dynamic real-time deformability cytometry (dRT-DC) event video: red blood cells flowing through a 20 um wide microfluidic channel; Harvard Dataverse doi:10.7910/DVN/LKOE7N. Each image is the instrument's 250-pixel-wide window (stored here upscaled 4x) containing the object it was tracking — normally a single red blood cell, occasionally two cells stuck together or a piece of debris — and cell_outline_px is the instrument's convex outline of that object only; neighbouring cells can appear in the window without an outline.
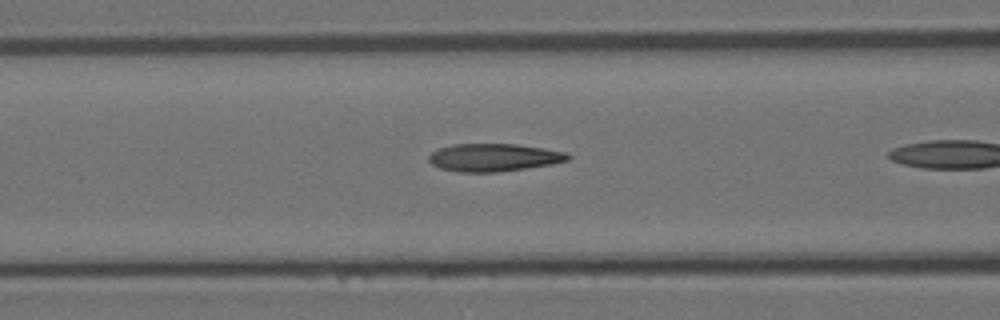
{"species": "Egyptian fruit bat (a non-hibernating species)", "species_latin": "Rousettus aegyptiacus", "temperature_condition": "room temperature", "stored_images_in_passage": 9, "camera_frame_rate_fps": 3000, "um_per_image_px": 0.085, "animal": {"sex": "female"}, "frame": {"image": 1, "passage_image": 7, "time_ms": 2.0, "image_size_px": [1000, 320], "cell_outline_px": [[572, 156], [568, 160], [552, 164], [496, 172], [456, 172], [440, 168], [432, 164], [428, 160], [428, 156], [432, 152], [440, 148], [452, 144], [516, 144], [544, 148], [564, 152]], "centroid_in_image_um": [41.95, 13.38], "position_along_channel_um": 124.7, "area_um2": 22.43}}